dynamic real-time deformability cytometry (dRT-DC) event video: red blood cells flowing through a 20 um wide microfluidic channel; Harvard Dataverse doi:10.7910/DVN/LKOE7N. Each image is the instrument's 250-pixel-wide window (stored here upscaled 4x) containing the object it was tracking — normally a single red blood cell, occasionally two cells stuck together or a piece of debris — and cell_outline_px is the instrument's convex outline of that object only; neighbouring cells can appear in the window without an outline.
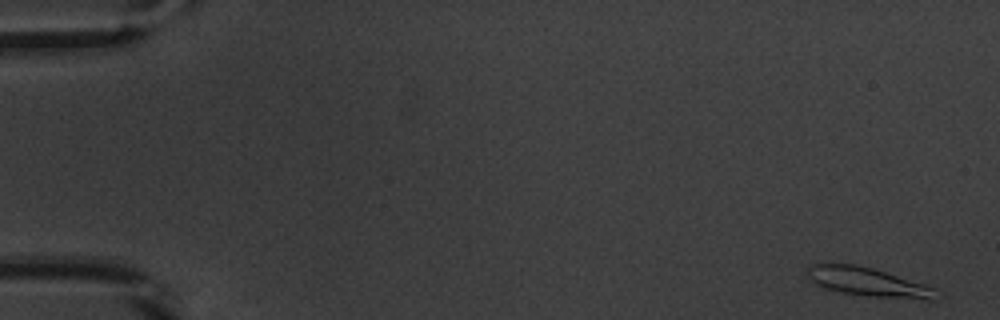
{"species": "common noctule bat (a hibernating species)", "species_latin": "Nyctalus noctula", "temperature_condition": "warm", "stored_images_in_passage": 52, "camera_frame_rate_fps": 3000, "um_per_image_px": 0.085, "animal": {"sex": "male", "body_mass_g": 20.1, "forearm_length_mm": 53.5}, "frame": {"image": 1, "passage_image": 1, "time_ms": 0.0, "image_size_px": [1000, 320], "cell_outline_px": [[936, 288], [932, 300], [924, 300], [872, 296], [844, 292], [820, 288], [812, 280], [808, 272], [808, 268], [812, 264], [856, 264], [872, 268], [924, 284]], "centroid_in_image_um": [73.76, 23.97], "position_along_channel_um": 11.2, "area_um2": 21.1}}
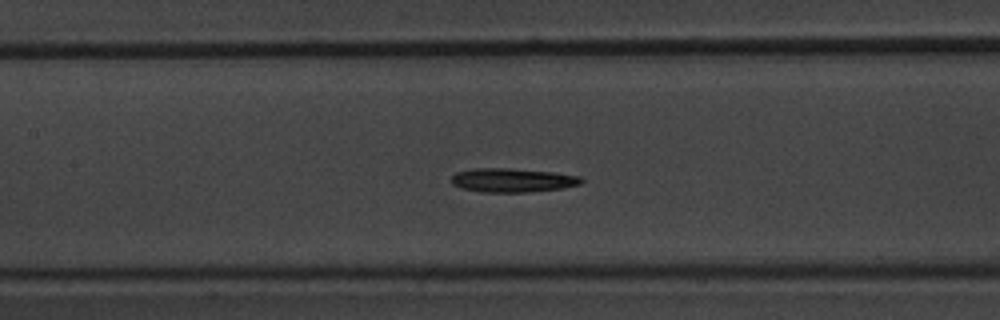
{"frame": {"image": 2, "passage_image": 24, "time_ms": 7.667, "image_size_px": [1000, 320], "cell_outline_px": [[584, 180], [580, 184], [564, 188], [528, 192], [480, 192], [460, 188], [452, 184], [452, 176], [456, 172], [472, 168], [508, 168], [552, 172], [580, 176]], "centroid_in_image_um": [43.54, 15.32], "position_along_channel_um": 163.9, "area_um2": 18.21}}
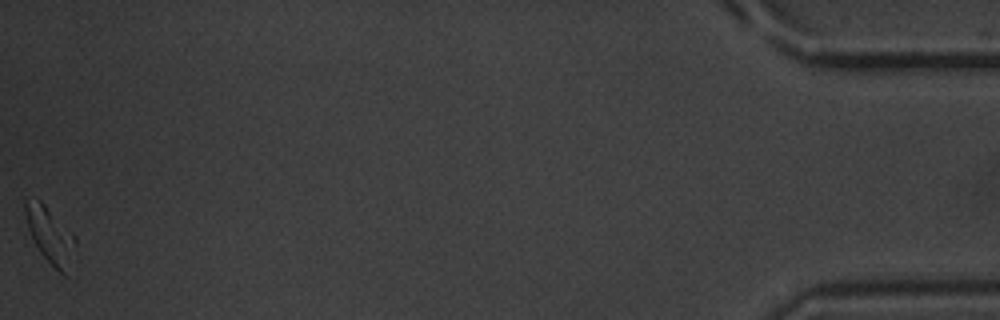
{"frame": {"image": 3, "passage_image": 52, "time_ms": 17.0, "image_size_px": [1000, 320], "cell_outline_px": [[64, 276], [40, 252], [32, 240], [28, 228], [24, 212], [24, 200], [36, 196], [44, 204], [60, 236], [64, 272]], "centroid_in_image_um": [3.73, 19.72], "position_along_channel_um": 431.5, "area_um2": 11.62}, "authors_computed_cell_mechanics": {"area_um2": 17.918, "velocity_mm_per_s": 3.838, "shape_relaxation_time_tau1_ms": 5.4976, "shape_relaxation_time_tau2_ms": null, "deformation_change_tau1": 0.169, "deformation_change_tau2": null}}